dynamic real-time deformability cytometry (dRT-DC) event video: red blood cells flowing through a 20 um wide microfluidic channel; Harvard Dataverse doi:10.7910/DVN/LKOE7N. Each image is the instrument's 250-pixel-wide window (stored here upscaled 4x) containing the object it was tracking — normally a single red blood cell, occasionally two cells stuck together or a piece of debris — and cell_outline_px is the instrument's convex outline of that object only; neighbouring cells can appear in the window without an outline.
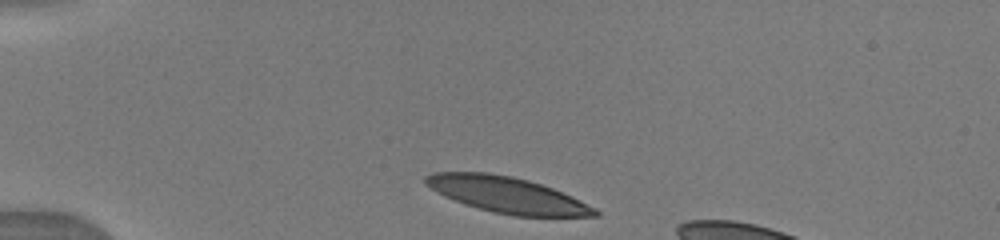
{"species": "human", "species_latin": "Homo sapiens", "temperature_condition": "warm", "stored_images_in_passage": 2, "camera_frame_rate_fps": 3000, "um_per_image_px": 0.085, "donor": {"sex": "male"}, "frame": {"image": 1, "passage_image": 1, "time_ms": 0.0, "image_size_px": [1000, 240], "cell_outline_px": [[600, 216], [516, 216], [492, 212], [456, 200], [424, 184], [424, 176], [432, 172], [488, 172], [512, 176], [528, 180], [552, 188], [572, 196], [596, 208], [600, 212]], "centroid_in_image_um": [43.15, 16.55], "position_along_channel_um": 41.8, "area_um2": 35.03}}